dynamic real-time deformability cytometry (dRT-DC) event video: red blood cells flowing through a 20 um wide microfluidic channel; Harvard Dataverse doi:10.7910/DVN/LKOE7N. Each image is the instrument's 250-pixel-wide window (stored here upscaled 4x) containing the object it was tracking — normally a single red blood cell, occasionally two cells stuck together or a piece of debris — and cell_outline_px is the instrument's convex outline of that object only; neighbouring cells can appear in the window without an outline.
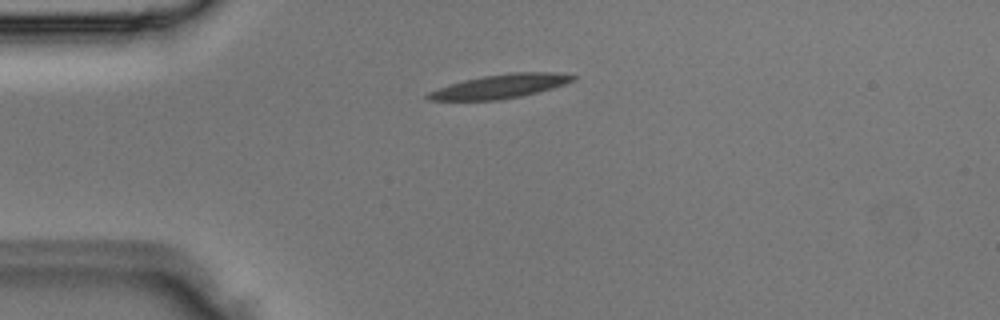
{"species": "Egyptian fruit bat (a non-hibernating species)", "species_latin": "Rousettus aegyptiacus", "temperature_condition": "room temperature", "stored_images_in_passage": 2, "segment_of_instrument_passage": [1, 2], "camera_frame_rate_fps": 3000, "um_per_image_px": 0.085, "animal": {"sex": "male"}, "frame": {"image": 1, "passage_image": 1, "time_ms": 0.0, "image_size_px": [1000, 320], "cell_outline_px": [[576, 80], [552, 88], [520, 96], [500, 100], [428, 100], [424, 96], [428, 92], [464, 80], [484, 76], [512, 72], [552, 72], [576, 76]], "centroid_in_image_um": [42.52, 7.34], "position_along_channel_um": 42.5, "area_um2": 19.88}}